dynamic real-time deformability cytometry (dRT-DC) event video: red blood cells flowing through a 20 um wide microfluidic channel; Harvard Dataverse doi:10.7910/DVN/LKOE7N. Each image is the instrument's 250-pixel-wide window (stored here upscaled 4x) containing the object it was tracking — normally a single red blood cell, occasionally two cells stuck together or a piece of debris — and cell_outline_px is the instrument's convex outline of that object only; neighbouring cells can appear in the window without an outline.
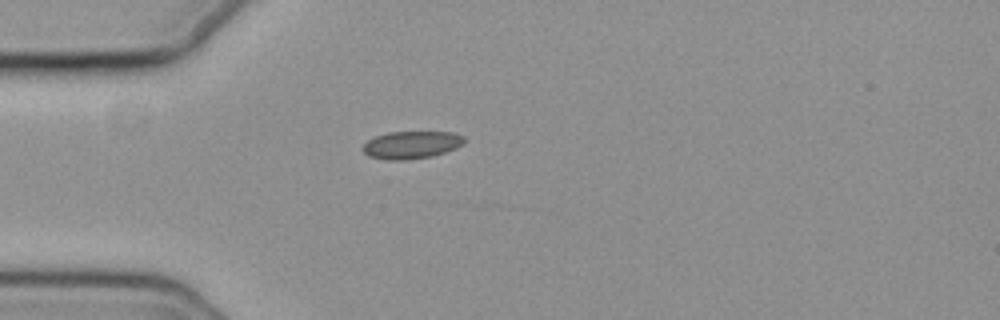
{"species": "common noctule bat (a hibernating species)", "species_latin": "Nyctalus noctula", "temperature_condition": "cold", "stored_images_in_passage": 41, "camera_frame_rate_fps": 3000, "um_per_image_px": 0.085, "animal": {"sex": "female", "body_mass_g": 19.3, "forearm_length_mm": 54.1}, "frame": {"image": 1, "passage_image": 1, "time_ms": 0.0, "image_size_px": [1000, 320], "cell_outline_px": [[464, 140], [456, 148], [432, 156], [408, 160], [388, 160], [368, 156], [360, 148], [368, 140], [376, 136], [388, 132], [452, 132], [464, 136]], "centroid_in_image_um": [34.93, 12.32], "position_along_channel_um": 50.1, "area_um2": 16.24}}
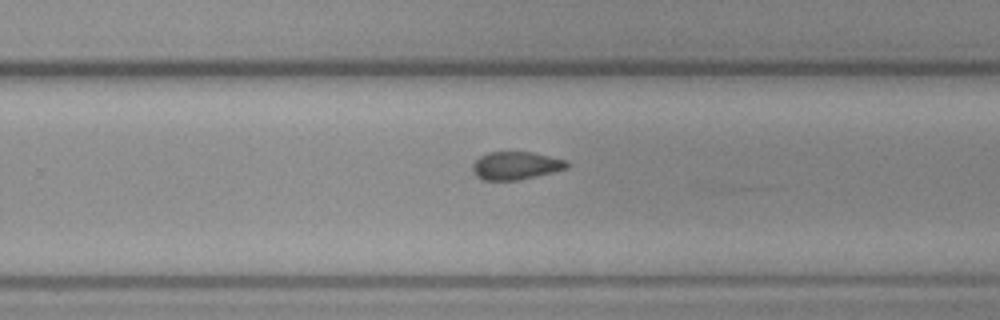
{"frame": {"image": 2, "passage_image": 21, "time_ms": 6.667, "image_size_px": [1000, 320], "cell_outline_px": [[568, 168], [520, 180], [480, 180], [472, 172], [472, 164], [480, 156], [488, 152], [532, 152], [568, 160]], "centroid_in_image_um": [43.82, 14.08], "position_along_channel_um": 286.0, "area_um2": 15.49}}
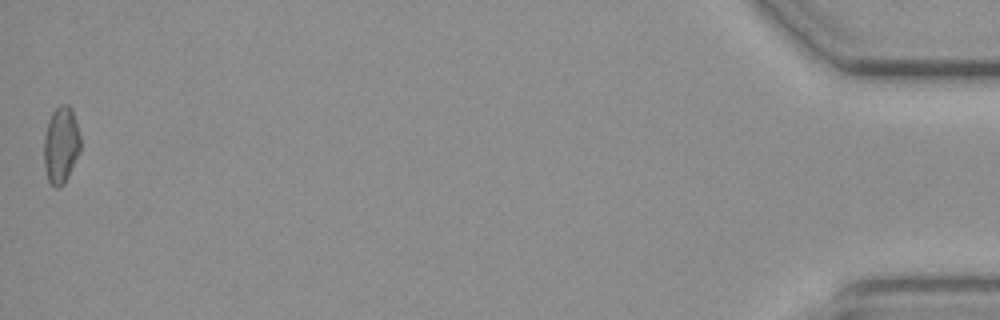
{"frame": {"image": 3, "passage_image": 41, "time_ms": 13.333, "image_size_px": [1000, 320], "cell_outline_px": [[80, 152], [64, 184], [60, 188], [56, 188], [48, 180], [44, 168], [44, 136], [48, 120], [52, 112], [60, 104], [68, 104], [72, 108], [80, 136]], "centroid_in_image_um": [5.18, 12.32], "position_along_channel_um": 430.0, "area_um2": 16.47}, "authors_computed_cell_mechanics": {"area_um2": 15.9528, "velocity_mm_per_s": 3.713, "shape_relaxation_time_tau1_ms": 6.206, "shape_relaxation_time_tau2_ms": 3.546, "deformation_change_tau1": 0.0842, "deformation_change_tau2": 0.0846}}